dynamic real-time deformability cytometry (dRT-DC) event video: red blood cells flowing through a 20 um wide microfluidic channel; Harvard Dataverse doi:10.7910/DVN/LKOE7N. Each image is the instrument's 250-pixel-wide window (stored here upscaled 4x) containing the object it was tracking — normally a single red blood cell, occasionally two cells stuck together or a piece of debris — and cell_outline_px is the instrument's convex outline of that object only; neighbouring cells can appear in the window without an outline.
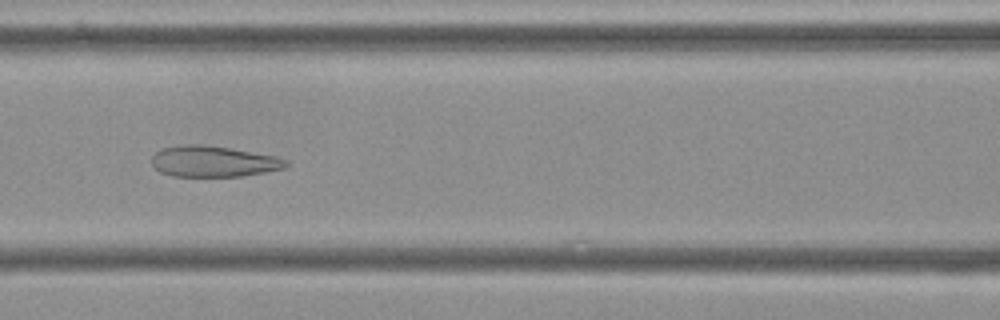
{"species": "Egyptian fruit bat (a non-hibernating species)", "species_latin": "Rousettus aegyptiacus", "temperature_condition": "cold", "stored_images_in_passage": 38, "camera_frame_rate_fps": 3000, "um_per_image_px": 0.085, "frame": {"image": 1, "passage_image": 7, "time_ms": 2.0, "image_size_px": [1000, 320], "cell_outline_px": [[288, 164], [284, 168], [264, 172], [240, 176], [172, 176], [160, 172], [152, 164], [152, 156], [160, 148], [180, 144], [204, 144], [276, 156], [288, 160]], "centroid_in_image_um": [18.1, 13.71], "position_along_channel_um": 148.5, "area_um2": 24.22}}
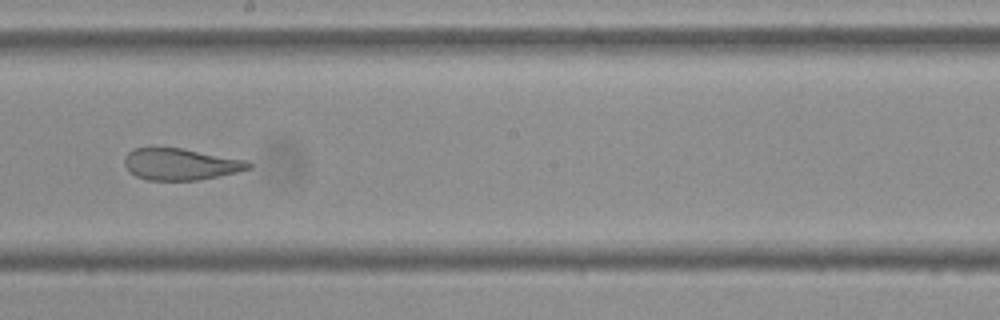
{"frame": {"image": 2, "passage_image": 14, "time_ms": 4.333, "image_size_px": [1000, 320], "cell_outline_px": [[252, 168], [236, 172], [196, 180], [148, 180], [136, 176], [124, 164], [124, 156], [132, 148], [184, 148], [248, 160], [252, 164]], "centroid_in_image_um": [15.37, 13.94], "position_along_channel_um": 232.8, "area_um2": 22.83}}
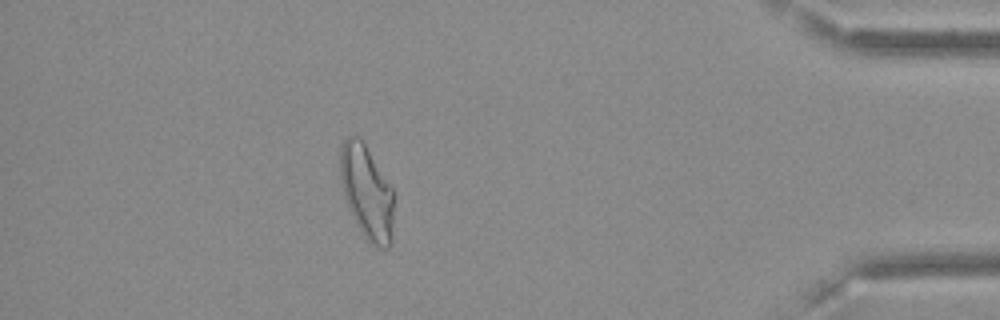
{"frame": {"image": 3, "passage_image": 32, "time_ms": 10.333, "image_size_px": [1000, 320], "cell_outline_px": [[392, 240], [388, 248], [380, 248], [368, 240], [364, 236], [344, 196], [340, 180], [340, 144], [348, 136], [360, 136], [392, 188]], "centroid_in_image_um": [31.16, 16.28], "position_along_channel_um": 404.0, "area_um2": 28.73}}